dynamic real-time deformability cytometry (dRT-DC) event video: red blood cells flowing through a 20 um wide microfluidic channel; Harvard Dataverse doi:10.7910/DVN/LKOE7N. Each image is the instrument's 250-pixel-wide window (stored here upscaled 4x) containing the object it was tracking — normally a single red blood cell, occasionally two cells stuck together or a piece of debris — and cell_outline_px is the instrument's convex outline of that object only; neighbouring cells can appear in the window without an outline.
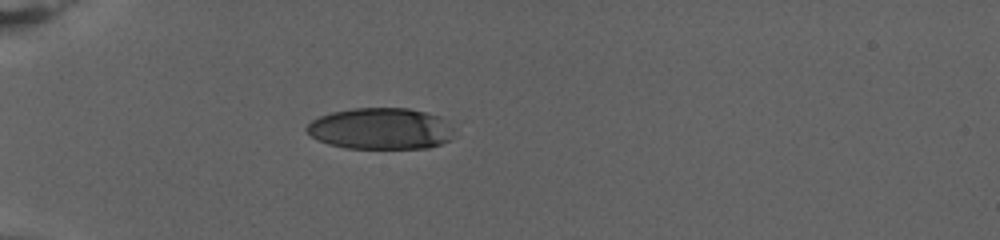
{"species": "human", "species_latin": "Homo sapiens", "temperature_condition": "warm", "stored_images_in_passage": 55, "camera_frame_rate_fps": 3000, "um_per_image_px": 0.085, "donor": {"sex": "female"}, "frame": {"image": 1, "passage_image": 1, "time_ms": 0.0, "image_size_px": [1000, 240], "cell_outline_px": [[448, 140], [440, 144], [428, 148], [344, 148], [328, 144], [312, 136], [304, 128], [312, 120], [320, 116], [332, 112], [352, 108], [408, 108], [424, 112], [436, 116], [448, 136]], "centroid_in_image_um": [32.17, 10.94], "position_along_channel_um": 52.8, "area_um2": 34.39}}
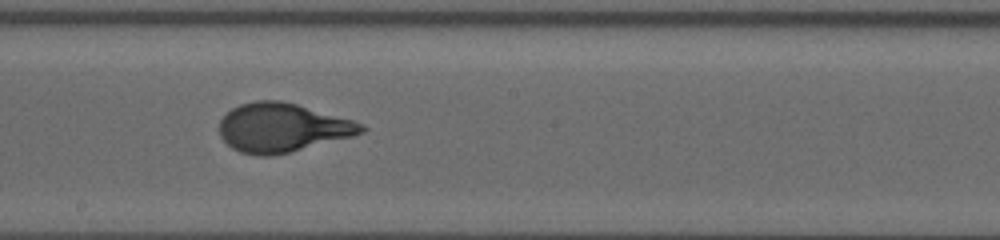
{"frame": {"image": 2, "passage_image": 23, "time_ms": 7.333, "image_size_px": [1000, 240], "cell_outline_px": [[368, 128], [364, 132], [352, 136], [272, 156], [256, 156], [240, 152], [232, 148], [220, 136], [220, 120], [232, 108], [240, 104], [256, 100], [280, 100], [296, 104], [352, 120], [364, 124]], "centroid_in_image_um": [23.97, 10.85], "position_along_channel_um": 224.2, "area_um2": 40.11}}
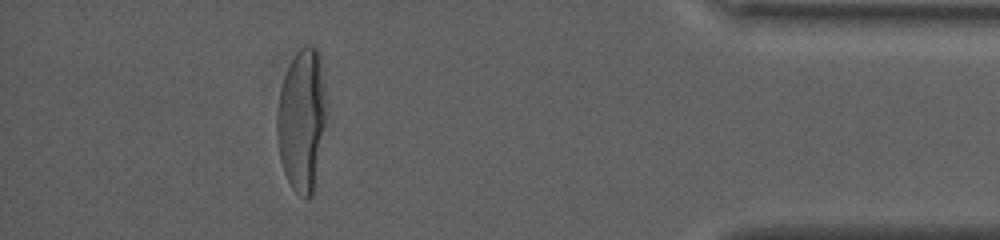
{"frame": {"image": 3, "passage_image": 48, "time_ms": 15.667, "image_size_px": [1000, 240], "cell_outline_px": [[324, 128], [312, 196], [304, 196], [296, 192], [292, 188], [284, 172], [280, 160], [276, 132], [276, 116], [280, 88], [284, 76], [296, 52], [304, 44], [312, 44], [320, 52], [324, 104]], "centroid_in_image_um": [25.61, 10.15], "position_along_channel_um": 409.6, "area_um2": 40.29}, "authors_computed_cell_mechanics": {"area_um2": 39.8242, "velocity_mm_per_s": 2.6894, "shape_relaxation_time_tau1_ms": 6.6361, "shape_relaxation_time_tau2_ms": null, "deformation_change_tau1": 0.2404, "deformation_change_tau2": null}}